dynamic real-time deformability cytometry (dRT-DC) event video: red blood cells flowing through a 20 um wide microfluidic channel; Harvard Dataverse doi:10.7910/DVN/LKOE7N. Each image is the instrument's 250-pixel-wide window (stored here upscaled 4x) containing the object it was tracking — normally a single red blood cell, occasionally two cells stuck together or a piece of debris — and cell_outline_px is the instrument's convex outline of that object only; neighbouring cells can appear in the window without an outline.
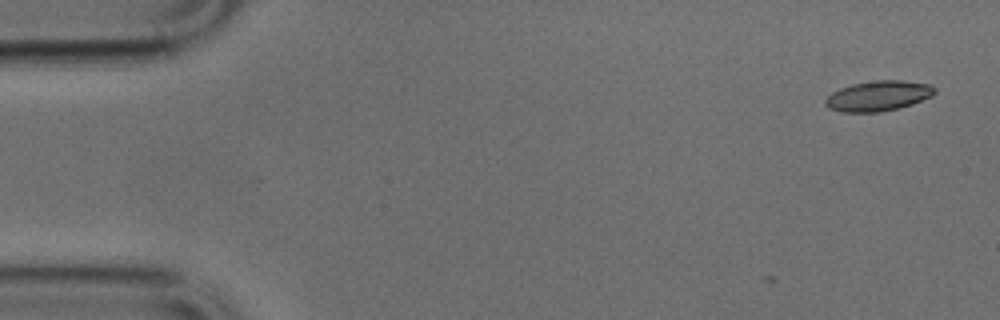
{"species": "common noctule bat (a hibernating species)", "species_latin": "Nyctalus noctula", "temperature_condition": "cold", "stored_images_in_passage": 2, "camera_frame_rate_fps": 3000, "um_per_image_px": 0.085, "animal": {"sex": "male", "body_mass_g": 17.9, "forearm_length_mm": 54.2}, "frame": {"image": 1, "passage_image": 2, "time_ms": 0.333, "image_size_px": [1000, 320], "cell_outline_px": [[936, 92], [932, 96], [912, 104], [900, 108], [880, 112], [844, 112], [828, 108], [824, 104], [824, 100], [832, 92], [840, 88], [852, 84], [876, 80], [900, 80], [932, 84], [936, 88]], "centroid_in_image_um": [74.67, 8.15], "position_along_channel_um": 10.3, "area_um2": 19.42}}